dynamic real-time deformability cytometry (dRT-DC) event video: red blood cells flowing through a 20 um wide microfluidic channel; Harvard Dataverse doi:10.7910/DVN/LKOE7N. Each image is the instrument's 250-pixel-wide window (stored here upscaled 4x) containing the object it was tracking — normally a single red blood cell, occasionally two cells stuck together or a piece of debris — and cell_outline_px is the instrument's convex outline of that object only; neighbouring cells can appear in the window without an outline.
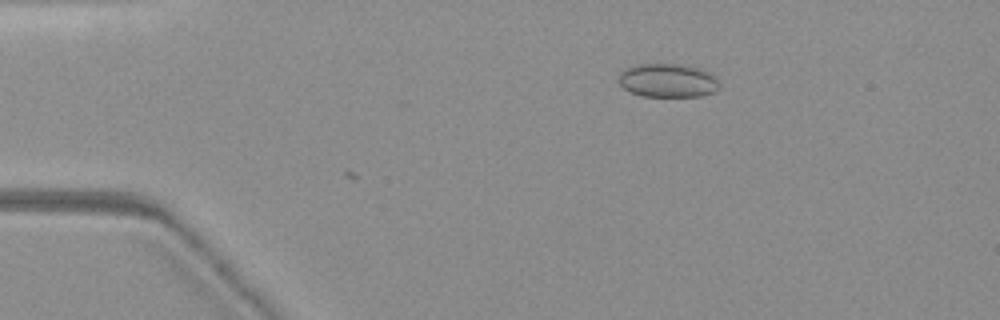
{"species": "common noctule bat (a hibernating species)", "species_latin": "Nyctalus noctula", "temperature_condition": "warm", "stored_images_in_passage": 3, "camera_frame_rate_fps": 3000, "um_per_image_px": 0.085, "animal": {"sex": "female", "body_mass_g": 19.3, "forearm_length_mm": 54.1}, "frame": {"image": 1, "passage_image": 3, "time_ms": 0.667, "image_size_px": [1000, 320], "cell_outline_px": [[720, 88], [704, 96], [644, 96], [628, 92], [620, 84], [620, 72], [636, 64], [680, 64], [696, 68], [708, 72], [720, 80]], "centroid_in_image_um": [56.79, 6.85], "position_along_channel_um": 28.2, "area_um2": 19.71}}